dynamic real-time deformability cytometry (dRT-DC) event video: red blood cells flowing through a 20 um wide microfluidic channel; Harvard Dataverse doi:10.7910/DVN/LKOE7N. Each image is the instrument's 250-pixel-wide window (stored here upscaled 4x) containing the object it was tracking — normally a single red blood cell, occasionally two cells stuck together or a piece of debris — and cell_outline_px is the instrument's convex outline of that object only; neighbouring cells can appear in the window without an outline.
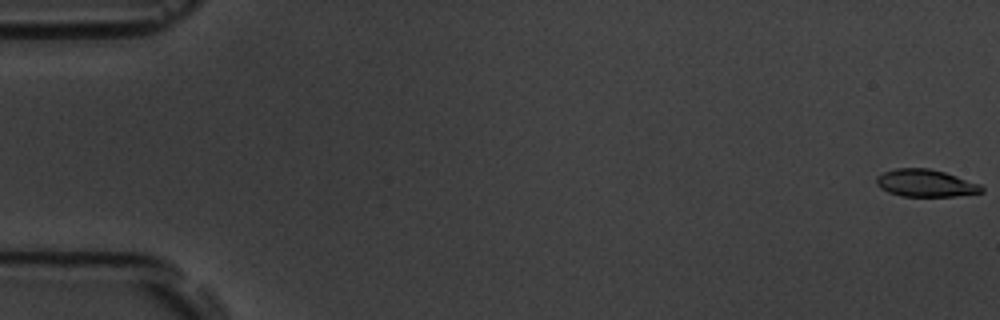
{"species": "common noctule bat (a hibernating species)", "species_latin": "Nyctalus noctula", "temperature_condition": "room temperature", "stored_images_in_passage": 55, "camera_frame_rate_fps": 3000, "um_per_image_px": 0.085, "animal": {"sex": "male", "body_mass_g": 19.5, "forearm_length_mm": 54.6}, "frame": {"image": 1, "passage_image": 1, "time_ms": 0.0, "image_size_px": [1000, 320], "cell_outline_px": [[984, 192], [956, 196], [900, 196], [888, 192], [880, 188], [876, 184], [876, 176], [884, 172], [896, 168], [928, 168], [944, 172], [980, 184], [984, 188]], "centroid_in_image_um": [78.66, 15.57], "position_along_channel_um": 6.3, "area_um2": 16.76}}
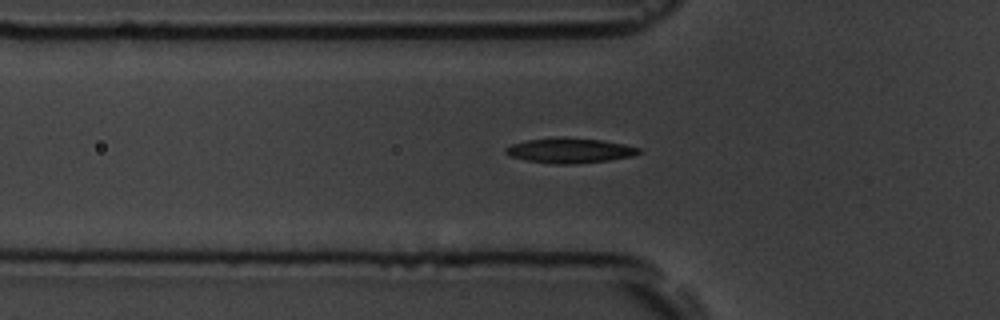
{"frame": {"image": 2, "passage_image": 19, "time_ms": 6.0, "image_size_px": [1000, 320], "cell_outline_px": [[644, 152], [632, 156], [608, 160], [572, 164], [556, 164], [524, 160], [508, 156], [504, 152], [504, 148], [512, 144], [528, 140], [560, 136], [564, 136], [604, 140], [624, 144], [640, 148]], "centroid_in_image_um": [48.42, 12.78], "position_along_channel_um": 77.4, "area_um2": 19.71}}
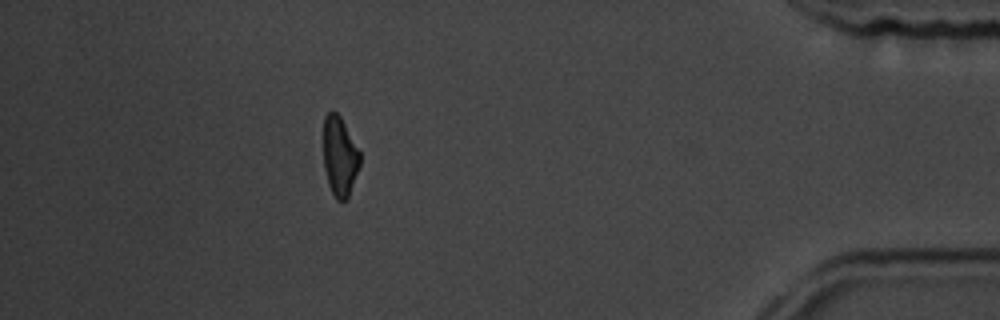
{"frame": {"image": 3, "passage_image": 49, "time_ms": 16.0, "image_size_px": [1000, 320], "cell_outline_px": [[360, 164], [348, 196], [344, 200], [336, 200], [328, 184], [324, 168], [324, 116], [332, 108], [340, 116], [360, 152]], "centroid_in_image_um": [28.86, 13.26], "position_along_channel_um": 406.3, "area_um2": 16.76}, "authors_computed_cell_mechanics": {"area_um2": 18.3804, "velocity_mm_per_s": 3.7891, "shape_relaxation_time_tau1_ms": 3.499, "shape_relaxation_time_tau2_ms": 3.1924, "deformation_change_tau1": 0.1351, "deformation_change_tau2": 0.1068}}